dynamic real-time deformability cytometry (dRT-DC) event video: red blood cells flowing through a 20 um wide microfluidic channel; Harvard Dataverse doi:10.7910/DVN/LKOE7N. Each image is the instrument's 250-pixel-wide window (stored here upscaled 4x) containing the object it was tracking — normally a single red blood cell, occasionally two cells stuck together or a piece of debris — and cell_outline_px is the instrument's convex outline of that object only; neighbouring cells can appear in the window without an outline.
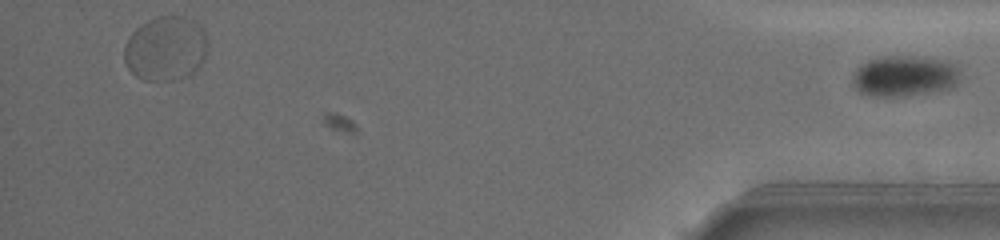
{"species": "common noctule bat (a hibernating species)", "species_latin": "Nyctalus noctula", "temperature_condition": "warm", "stored_images_in_passage": 71, "segment_of_instrument_passage": [2, 2], "camera_frame_rate_fps": 3000, "um_per_image_px": 0.085, "animal": {"sex": "female", "body_mass_g": 19.5, "forearm_length_mm": 54.1}, "frame": {"image": 1, "passage_image": 71, "time_ms": 16.333, "image_size_px": [1000, 240], "cell_outline_px": [[960, 80], [952, 88], [900, 96], [868, 96], [860, 92], [852, 84], [852, 76], [868, 60], [892, 56], [896, 56], [948, 60], [960, 68]], "centroid_in_image_um": [76.92, 6.48], "position_along_channel_um": 358.3, "area_um2": 25.26}}